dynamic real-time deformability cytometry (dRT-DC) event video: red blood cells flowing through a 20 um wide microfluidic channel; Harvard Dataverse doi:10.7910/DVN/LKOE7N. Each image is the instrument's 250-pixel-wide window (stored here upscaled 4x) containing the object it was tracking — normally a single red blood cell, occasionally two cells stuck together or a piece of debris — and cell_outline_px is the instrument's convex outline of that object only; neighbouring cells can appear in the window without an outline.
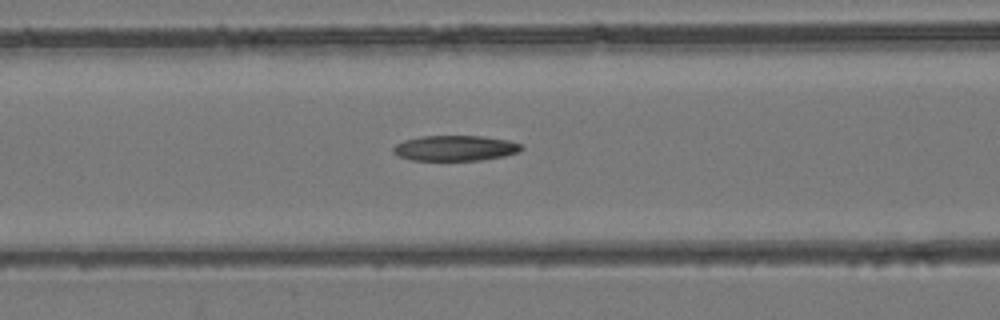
{"species": "common noctule bat (a hibernating species)", "species_latin": "Nyctalus noctula", "temperature_condition": "room temperature", "stored_images_in_passage": 49, "camera_frame_rate_fps": 3000, "um_per_image_px": 0.085, "animal": {"sex": "female", "body_mass_g": 24.6, "forearm_length_mm": 56.2}, "frame": {"image": 1, "passage_image": 21, "time_ms": 6.667, "image_size_px": [1000, 320], "cell_outline_px": [[524, 148], [520, 152], [504, 156], [484, 160], [412, 160], [400, 156], [392, 152], [392, 148], [396, 144], [404, 140], [420, 136], [484, 136], [508, 140], [520, 144]], "centroid_in_image_um": [38.71, 12.59], "position_along_channel_um": 127.9, "area_um2": 19.07}}
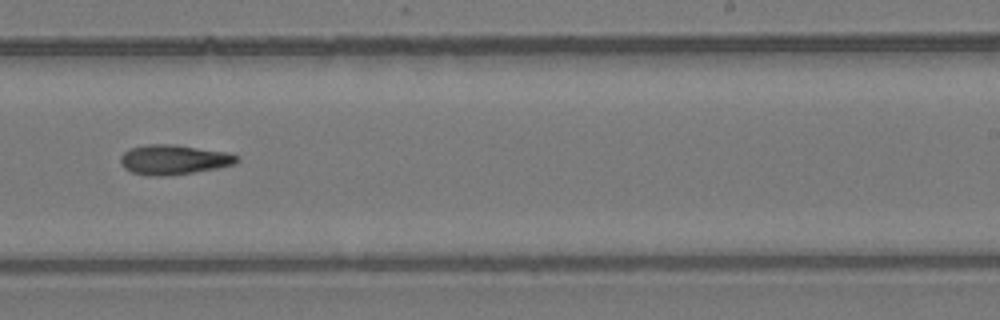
{"frame": {"image": 2, "passage_image": 31, "time_ms": 10.0, "image_size_px": [1000, 320], "cell_outline_px": [[240, 160], [236, 164], [220, 168], [164, 176], [148, 176], [132, 172], [124, 168], [120, 164], [120, 156], [128, 148], [144, 144], [172, 144], [228, 152], [240, 156]], "centroid_in_image_um": [14.77, 13.56], "position_along_channel_um": 274.2, "area_um2": 20.52}}
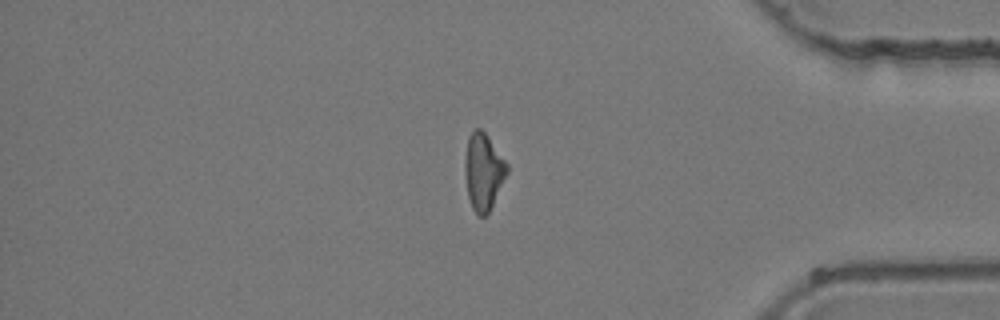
{"frame": {"image": 3, "passage_image": 41, "time_ms": 13.333, "image_size_px": [1000, 320], "cell_outline_px": [[508, 172], [488, 212], [484, 216], [476, 216], [472, 208], [468, 196], [464, 172], [464, 160], [468, 136], [476, 128], [480, 128], [488, 136], [508, 164]], "centroid_in_image_um": [41.07, 14.57], "position_along_channel_um": 394.1, "area_um2": 18.79}}